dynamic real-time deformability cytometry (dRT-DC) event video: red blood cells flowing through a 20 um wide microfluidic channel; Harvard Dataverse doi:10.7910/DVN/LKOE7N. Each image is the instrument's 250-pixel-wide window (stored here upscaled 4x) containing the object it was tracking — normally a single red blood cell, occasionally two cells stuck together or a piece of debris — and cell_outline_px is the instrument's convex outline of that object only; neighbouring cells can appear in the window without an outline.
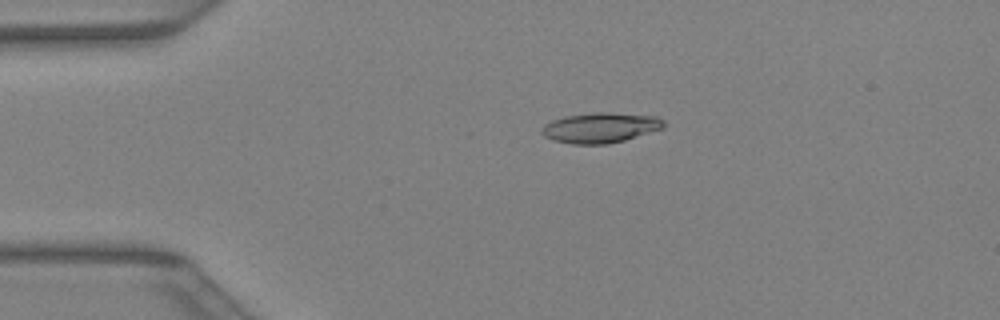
{"species": "Egyptian fruit bat (a non-hibernating species)", "species_latin": "Rousettus aegyptiacus", "temperature_condition": "warm", "stored_images_in_passage": 39, "camera_frame_rate_fps": 3000, "um_per_image_px": 0.085, "animal": {"sex": "female"}, "frame": {"image": 1, "passage_image": 7, "time_ms": 2.0, "image_size_px": [1000, 320], "cell_outline_px": [[664, 128], [624, 140], [608, 144], [572, 144], [552, 140], [544, 136], [540, 132], [544, 124], [552, 120], [564, 116], [592, 112], [612, 112], [656, 116], [664, 120]], "centroid_in_image_um": [51.02, 10.84], "position_along_channel_um": 34.0, "area_um2": 21.68}}
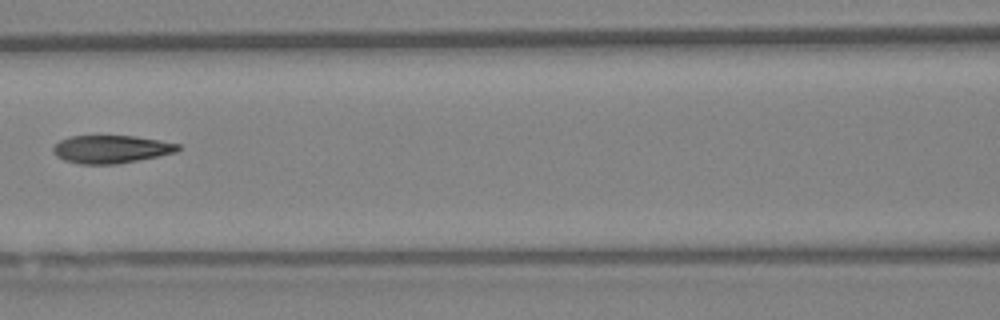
{"frame": {"image": 2, "passage_image": 17, "time_ms": 5.333, "image_size_px": [1000, 320], "cell_outline_px": [[180, 148], [176, 152], [160, 156], [116, 164], [80, 164], [64, 160], [56, 156], [52, 148], [60, 140], [72, 136], [136, 136], [160, 140], [180, 144]], "centroid_in_image_um": [9.46, 12.68], "position_along_channel_um": 157.1, "area_um2": 20.29}}
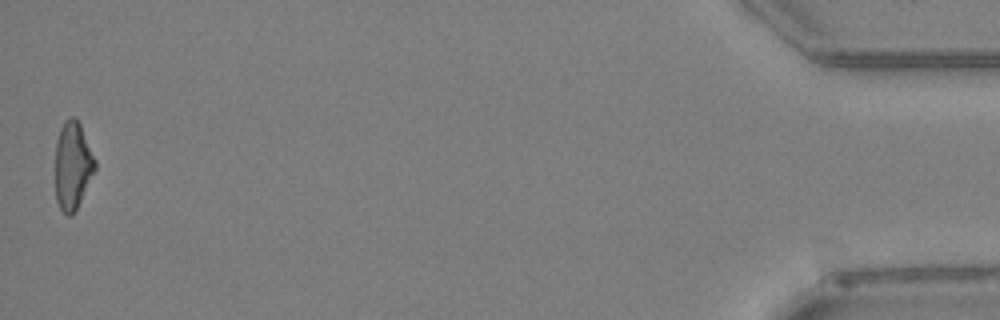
{"frame": {"image": 3, "passage_image": 39, "time_ms": 12.667, "image_size_px": [1000, 320], "cell_outline_px": [[96, 168], [72, 216], [68, 216], [60, 208], [56, 200], [56, 140], [60, 128], [64, 120], [72, 116], [76, 116], [80, 124], [96, 160]], "centroid_in_image_um": [6.17, 14.03], "position_along_channel_um": 429.0, "area_um2": 20.17}}